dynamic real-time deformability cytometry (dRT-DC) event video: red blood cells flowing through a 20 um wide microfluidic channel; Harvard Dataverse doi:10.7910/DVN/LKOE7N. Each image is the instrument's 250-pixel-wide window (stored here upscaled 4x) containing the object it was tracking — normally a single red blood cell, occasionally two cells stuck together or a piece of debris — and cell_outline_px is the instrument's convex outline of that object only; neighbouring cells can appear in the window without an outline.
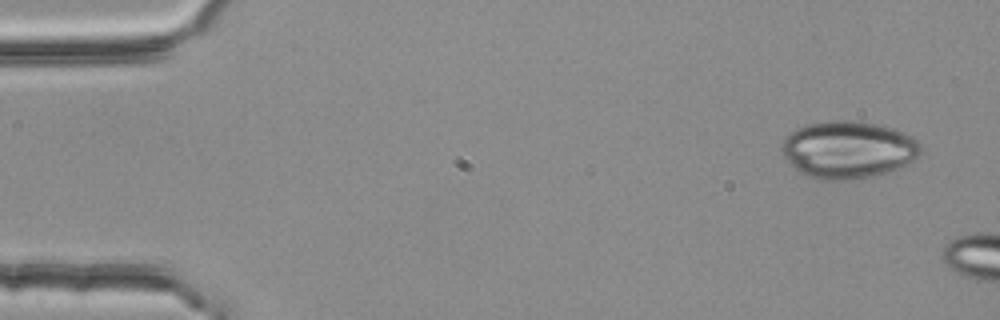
{"species": "common noctule bat (a hibernating species)", "species_latin": "Nyctalus noctula", "temperature_condition": "room temperature", "stored_images_in_passage": 3, "camera_frame_rate_fps": 3000, "um_per_image_px": 0.085, "animal": {"sex": "female", "body_mass_g": 25.1}, "frame": {"image": 1, "passage_image": 1, "time_ms": 0.0, "image_size_px": [1000, 320], "cell_outline_px": [[924, 152], [920, 156], [896, 168], [872, 176], [840, 180], [824, 180], [804, 176], [784, 156], [780, 148], [784, 136], [796, 128], [808, 124], [836, 120], [848, 120], [876, 124], [892, 128], [904, 132], [916, 140], [920, 144]], "centroid_in_image_um": [72.07, 12.71], "position_along_channel_um": 12.9, "area_um2": 46.18}}